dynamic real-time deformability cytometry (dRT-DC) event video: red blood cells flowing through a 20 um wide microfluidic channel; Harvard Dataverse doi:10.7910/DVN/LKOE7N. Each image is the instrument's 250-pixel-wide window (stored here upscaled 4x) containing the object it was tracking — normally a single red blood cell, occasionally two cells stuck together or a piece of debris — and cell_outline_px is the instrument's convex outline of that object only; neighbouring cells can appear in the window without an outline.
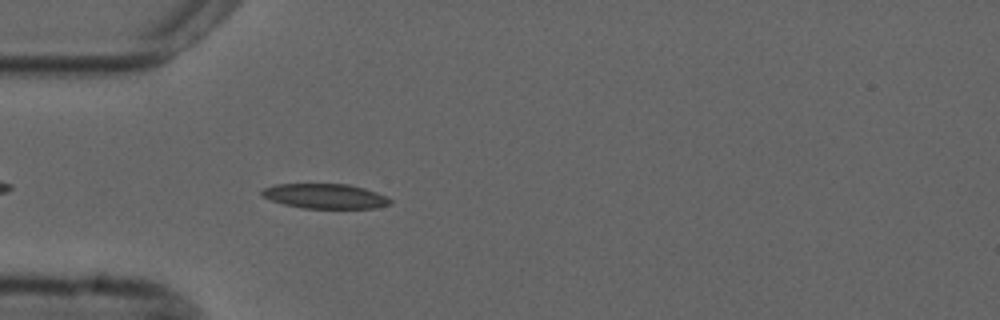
{"species": "common noctule bat (a hibernating species)", "species_latin": "Nyctalus noctula", "temperature_condition": "cold", "stored_images_in_passage": 44, "camera_frame_rate_fps": 3000, "um_per_image_px": 0.085, "animal": {"sex": "male", "forearm_length_mm": 52.5}, "frame": {"image": 1, "passage_image": 5, "time_ms": 1.333, "image_size_px": [1000, 320], "cell_outline_px": [[392, 204], [376, 208], [304, 208], [284, 204], [272, 200], [264, 196], [260, 192], [264, 188], [276, 184], [348, 184], [364, 188], [388, 196], [392, 200]], "centroid_in_image_um": [27.69, 16.67], "position_along_channel_um": 57.3, "area_um2": 18.5}}
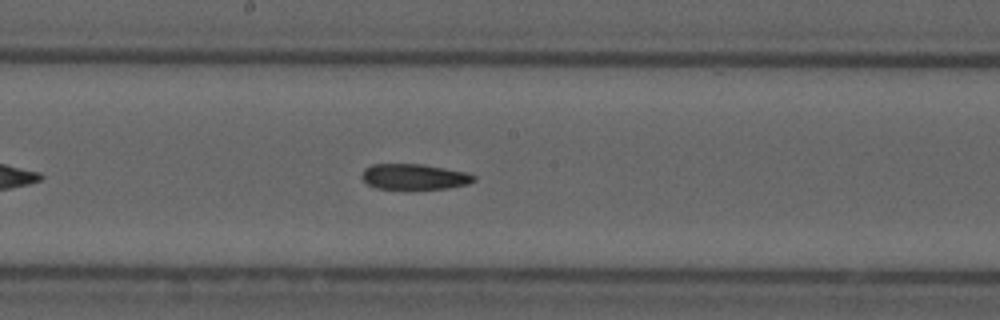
{"frame": {"image": 2, "passage_image": 18, "time_ms": 5.667, "image_size_px": [1000, 320], "cell_outline_px": [[476, 180], [468, 184], [448, 188], [376, 188], [368, 184], [360, 176], [364, 168], [372, 164], [424, 164], [464, 172], [476, 176]], "centroid_in_image_um": [35.2, 15.01], "position_along_channel_um": 213.0, "area_um2": 16.53}}
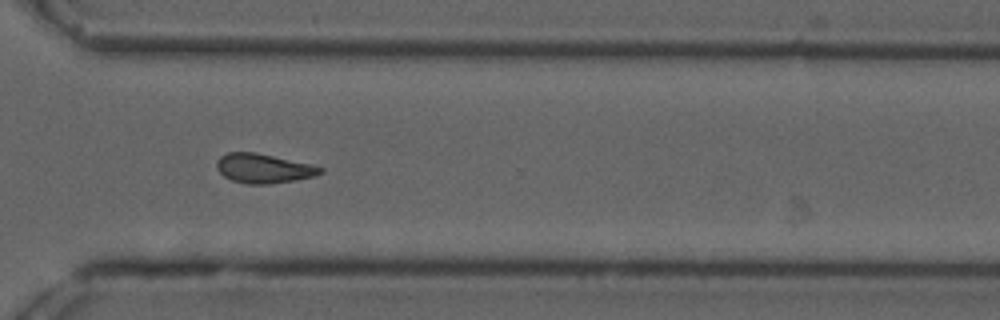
{"frame": {"image": 3, "passage_image": 29, "time_ms": 9.333, "image_size_px": [1000, 320], "cell_outline_px": [[324, 172], [316, 176], [296, 180], [268, 184], [248, 184], [232, 180], [224, 176], [216, 168], [216, 160], [220, 156], [228, 152], [256, 152], [312, 164], [324, 168]], "centroid_in_image_um": [22.42, 14.31], "position_along_channel_um": 348.2, "area_um2": 17.92}}